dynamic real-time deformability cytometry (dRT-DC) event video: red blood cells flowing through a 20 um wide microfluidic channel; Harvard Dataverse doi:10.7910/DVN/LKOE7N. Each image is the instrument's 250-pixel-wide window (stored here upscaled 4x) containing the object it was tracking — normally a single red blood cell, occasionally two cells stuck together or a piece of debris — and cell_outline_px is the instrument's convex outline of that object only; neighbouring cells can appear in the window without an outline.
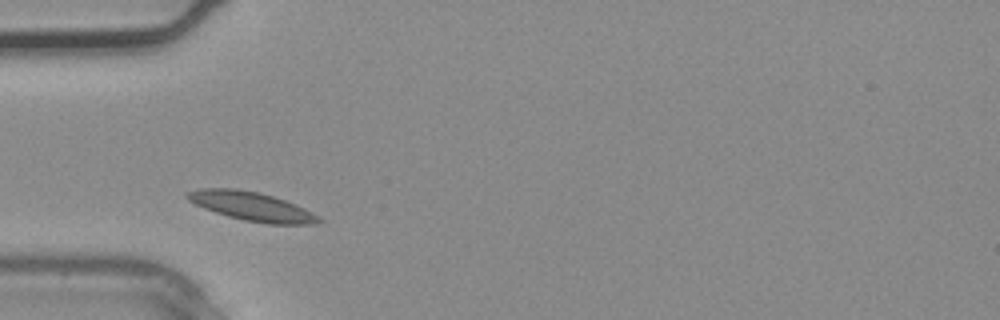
{"species": "common noctule bat (a hibernating species)", "species_latin": "Nyctalus noctula", "temperature_condition": "warm", "stored_images_in_passage": 1, "camera_frame_rate_fps": 3000, "um_per_image_px": 0.085, "animal": {"sex": "male", "body_mass_g": 20.4}, "frame": {"image": 1, "passage_image": 1, "time_ms": 0.0, "image_size_px": [1000, 320], "cell_outline_px": [[324, 220], [312, 224], [268, 224], [244, 220], [228, 216], [204, 208], [188, 200], [184, 196], [188, 192], [200, 188], [236, 188], [256, 192], [272, 196], [296, 204], [320, 216]], "centroid_in_image_um": [21.41, 17.54], "position_along_channel_um": 63.6, "area_um2": 21.96}}